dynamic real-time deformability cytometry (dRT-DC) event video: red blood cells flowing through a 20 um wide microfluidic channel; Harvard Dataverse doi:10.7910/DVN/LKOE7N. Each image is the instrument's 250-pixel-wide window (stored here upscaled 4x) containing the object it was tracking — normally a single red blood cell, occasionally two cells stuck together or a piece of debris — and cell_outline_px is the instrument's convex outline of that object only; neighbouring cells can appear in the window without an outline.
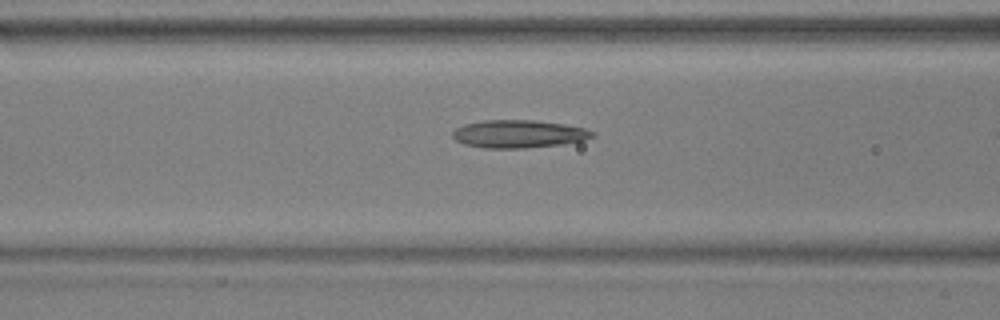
{"species": "common noctule bat (a hibernating species)", "species_latin": "Nyctalus noctula", "temperature_condition": "warm", "stored_images_in_passage": 37, "camera_frame_rate_fps": 3000, "um_per_image_px": 0.085, "animal": {"sex": "male", "body_mass_g": 17.9, "forearm_length_mm": 54.2}, "frame": {"image": 1, "passage_image": 9, "time_ms": 2.667, "image_size_px": [1000, 320], "cell_outline_px": [[596, 136], [584, 140], [564, 144], [524, 148], [484, 148], [464, 144], [456, 140], [452, 136], [452, 132], [456, 128], [464, 124], [484, 120], [532, 120], [564, 124], [584, 128], [596, 132]], "centroid_in_image_um": [44.1, 11.38], "position_along_channel_um": 122.5, "area_um2": 22.77}}
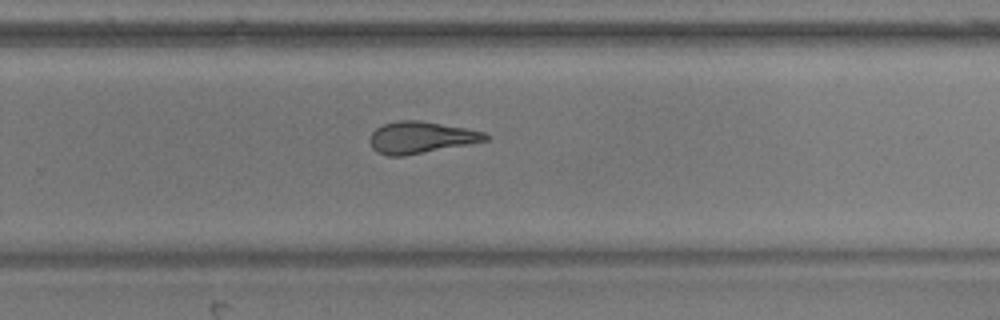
{"frame": {"image": 2, "passage_image": 23, "time_ms": 7.333, "image_size_px": [1000, 320], "cell_outline_px": [[488, 140], [468, 144], [404, 156], [388, 156], [376, 152], [372, 148], [368, 140], [372, 132], [376, 128], [384, 124], [400, 120], [420, 120], [464, 128], [484, 132], [488, 136]], "centroid_in_image_um": [35.72, 11.69], "position_along_channel_um": 294.1, "area_um2": 21.27}}
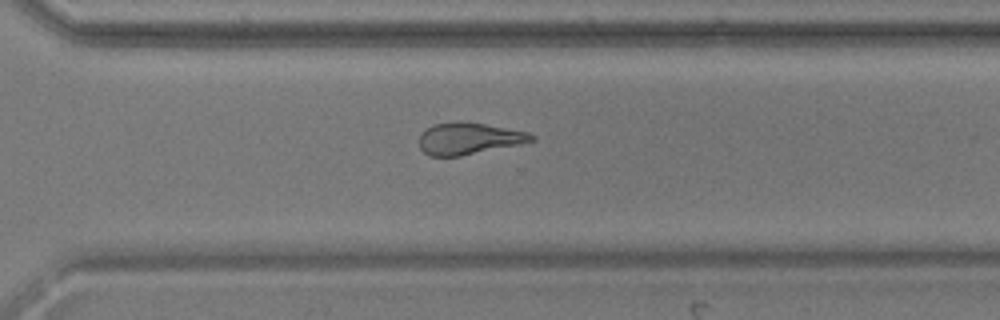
{"frame": {"image": 3, "passage_image": 26, "time_ms": 8.333, "image_size_px": [1000, 320], "cell_outline_px": [[536, 140], [520, 144], [460, 156], [432, 156], [424, 152], [420, 148], [420, 132], [432, 124], [456, 120], [460, 120], [484, 124], [528, 132], [536, 136]], "centroid_in_image_um": [39.83, 11.75], "position_along_channel_um": 330.8, "area_um2": 20.92}, "authors_computed_cell_mechanics": {"area_um2": 22.3108, "velocity_mm_per_s": 3.6787, "shape_relaxation_time_tau1_ms": null, "shape_relaxation_time_tau2_ms": 2.5223, "deformation_change_tau1": null, "deformation_change_tau2": 0.1242}}